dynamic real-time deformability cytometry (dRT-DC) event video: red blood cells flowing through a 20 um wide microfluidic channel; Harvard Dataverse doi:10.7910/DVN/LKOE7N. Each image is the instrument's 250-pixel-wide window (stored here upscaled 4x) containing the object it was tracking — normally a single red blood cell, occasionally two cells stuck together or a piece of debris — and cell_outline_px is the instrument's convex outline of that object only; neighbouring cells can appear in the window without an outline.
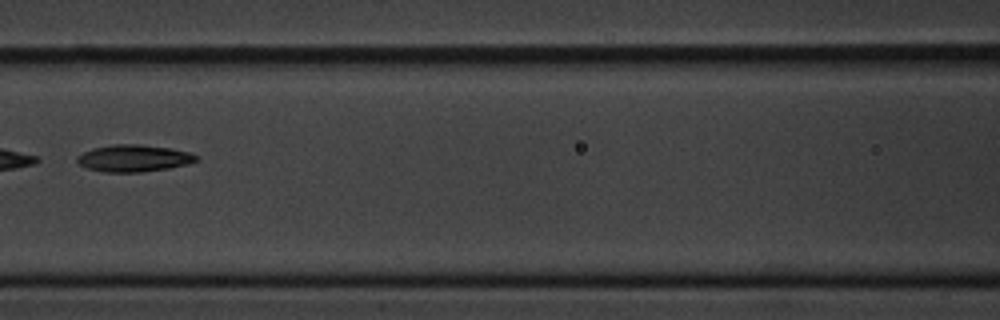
{"species": "common noctule bat (a hibernating species)", "species_latin": "Nyctalus noctula", "temperature_condition": "cold", "stored_images_in_passage": 3, "camera_frame_rate_fps": 3000, "um_per_image_px": 0.085, "animal": {"sex": "male", "body_mass_g": 20.1, "forearm_length_mm": 53.5}, "frame": {"image": 1, "passage_image": 3, "time_ms": 2.667, "image_size_px": [1000, 320], "cell_outline_px": [[200, 160], [188, 164], [168, 168], [140, 172], [104, 172], [88, 168], [80, 164], [76, 160], [76, 156], [92, 148], [112, 144], [140, 144], [172, 148], [192, 152]], "centroid_in_image_um": [11.4, 13.44], "position_along_channel_um": 155.2, "area_um2": 18.84}}